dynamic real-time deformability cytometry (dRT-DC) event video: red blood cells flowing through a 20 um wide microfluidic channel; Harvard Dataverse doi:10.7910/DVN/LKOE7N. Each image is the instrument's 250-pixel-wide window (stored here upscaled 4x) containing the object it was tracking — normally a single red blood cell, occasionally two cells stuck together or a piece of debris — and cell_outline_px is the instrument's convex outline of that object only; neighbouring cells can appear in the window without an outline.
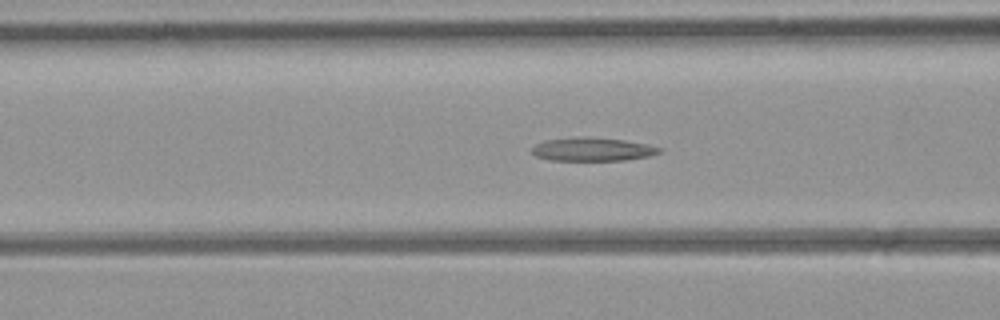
{"species": "common noctule bat (a hibernating species)", "species_latin": "Nyctalus noctula", "temperature_condition": "room temperature", "stored_images_in_passage": 39, "camera_frame_rate_fps": 3000, "um_per_image_px": 0.085, "animal": {"sex": "female", "body_mass_g": 21.9}, "frame": {"image": 1, "passage_image": 15, "time_ms": 4.667, "image_size_px": [1000, 320], "cell_outline_px": [[664, 148], [660, 152], [648, 156], [624, 160], [548, 160], [536, 156], [532, 152], [532, 148], [536, 144], [544, 140], [580, 136], [584, 136], [624, 140], [648, 144]], "centroid_in_image_um": [50.36, 12.68], "position_along_channel_um": 116.2, "area_um2": 17.46}}
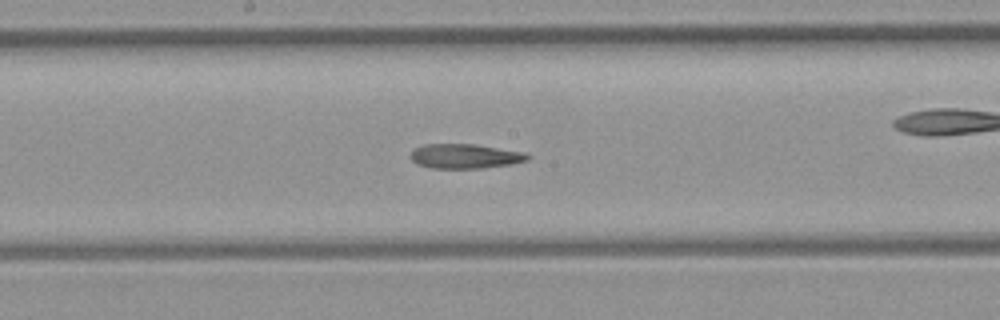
{"frame": {"image": 2, "passage_image": 22, "time_ms": 7.0, "image_size_px": [1000, 320], "cell_outline_px": [[532, 156], [528, 160], [512, 164], [484, 168], [432, 168], [416, 164], [412, 160], [412, 152], [416, 148], [424, 144], [472, 144], [528, 152]], "centroid_in_image_um": [39.6, 13.28], "position_along_channel_um": 208.6, "area_um2": 16.82}}
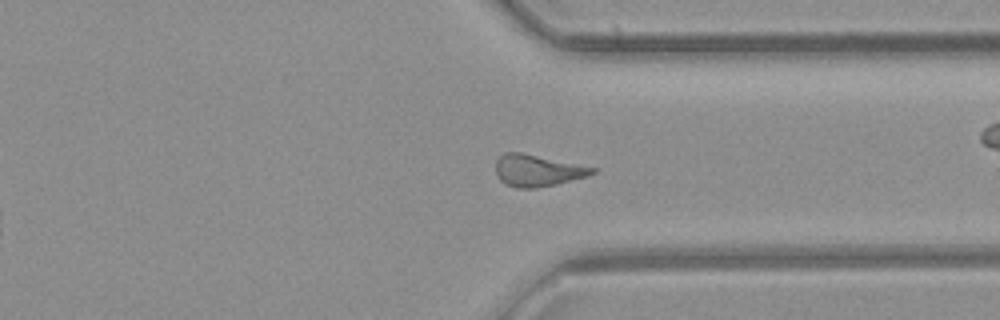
{"frame": {"image": 3, "passage_image": 34, "time_ms": 11.0, "image_size_px": [1000, 320], "cell_outline_px": [[596, 172], [588, 176], [556, 184], [536, 188], [516, 188], [504, 184], [496, 176], [496, 160], [504, 152], [520, 152], [596, 168]], "centroid_in_image_um": [45.64, 14.5], "position_along_channel_um": 365.8, "area_um2": 17.8}, "authors_computed_cell_mechanics": {"area_um2": 17.5134, "velocity_mm_per_s": 3.9508, "shape_relaxation_time_tau1_ms": null, "shape_relaxation_time_tau2_ms": 9.1148, "deformation_change_tau1": null, "deformation_change_tau2": 0.2144}}